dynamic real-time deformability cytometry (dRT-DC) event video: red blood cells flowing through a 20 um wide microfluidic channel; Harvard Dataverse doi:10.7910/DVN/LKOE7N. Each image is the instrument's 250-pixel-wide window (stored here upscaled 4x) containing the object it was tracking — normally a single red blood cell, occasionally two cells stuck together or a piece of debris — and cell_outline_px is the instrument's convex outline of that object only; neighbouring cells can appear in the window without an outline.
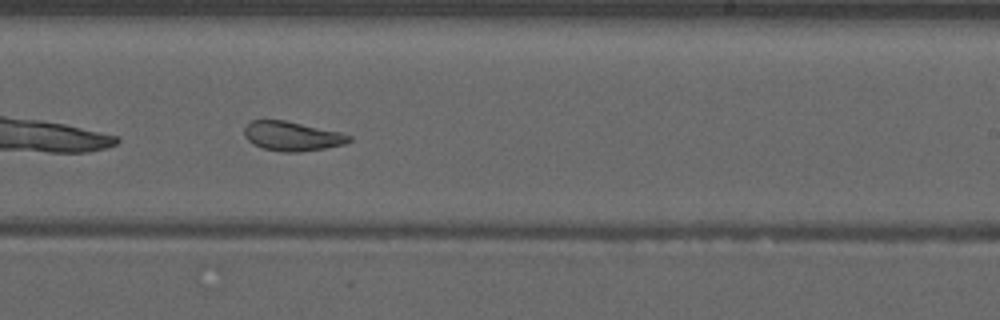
{"species": "common noctule bat (a hibernating species)", "species_latin": "Nyctalus noctula", "temperature_condition": "warm", "stored_images_in_passage": 36, "camera_frame_rate_fps": 3000, "um_per_image_px": 0.085, "animal": {"sex": "male", "forearm_length_mm": 52.5}, "frame": {"image": 1, "passage_image": 16, "time_ms": 5.0, "image_size_px": [1000, 320], "cell_outline_px": [[352, 140], [344, 144], [324, 148], [300, 152], [280, 152], [264, 148], [252, 144], [244, 136], [244, 128], [252, 120], [284, 120], [340, 132], [352, 136]], "centroid_in_image_um": [24.82, 11.58], "position_along_channel_um": 264.2, "area_um2": 17.86}, "authors_computed_cell_mechanics": {"area_um2": 19.5075, "velocity_mm_per_s": 3.9356, "shape_relaxation_time_tau1_ms": null, "shape_relaxation_time_tau2_ms": 1.3026, "deformation_change_tau1": null, "deformation_change_tau2": 0.0836}}